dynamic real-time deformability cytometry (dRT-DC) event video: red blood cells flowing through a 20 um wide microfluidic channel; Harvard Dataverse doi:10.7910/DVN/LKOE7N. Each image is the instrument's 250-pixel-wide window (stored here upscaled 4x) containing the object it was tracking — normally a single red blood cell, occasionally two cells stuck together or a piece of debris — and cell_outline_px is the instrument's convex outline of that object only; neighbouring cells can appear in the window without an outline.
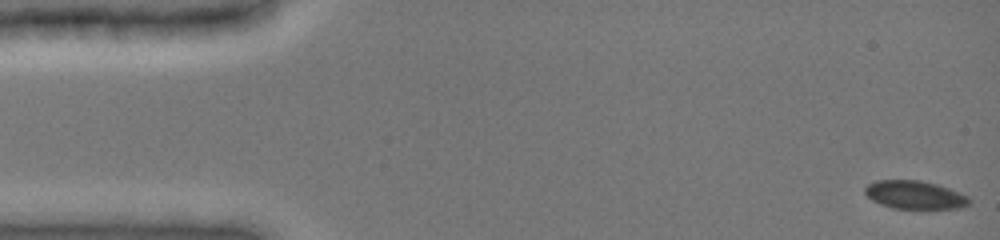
{"species": "common noctule bat (a hibernating species)", "species_latin": "Nyctalus noctula", "temperature_condition": "cold", "stored_images_in_passage": 36, "camera_frame_rate_fps": 3000, "um_per_image_px": 0.085, "animal": {"sex": "female", "body_mass_g": 19.0, "forearm_length_mm": 51.5}, "frame": {"image": 1, "passage_image": 1, "time_ms": 0.0, "image_size_px": [1000, 240], "cell_outline_px": [[972, 200], [968, 204], [960, 208], [892, 208], [880, 204], [872, 200], [864, 192], [864, 188], [868, 184], [876, 180], [920, 180], [936, 184], [960, 192], [968, 196]], "centroid_in_image_um": [77.75, 16.56], "position_along_channel_um": 7.2, "area_um2": 17.11}}
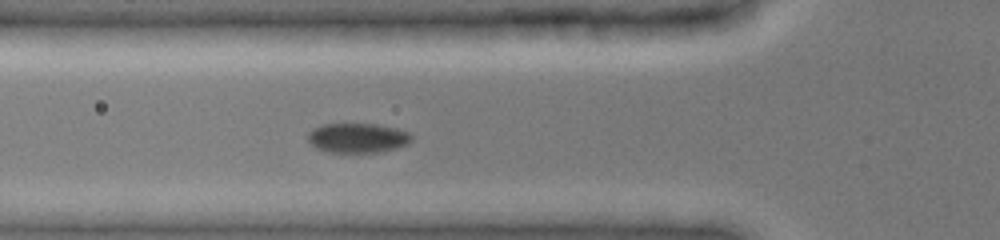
{"frame": {"image": 2, "passage_image": 25, "time_ms": 5.333, "image_size_px": [1000, 240], "cell_outline_px": [[412, 140], [408, 144], [396, 148], [380, 152], [328, 152], [316, 148], [308, 140], [308, 132], [320, 124], [376, 124], [396, 128], [408, 132], [412, 136]], "centroid_in_image_um": [30.4, 11.72], "position_along_channel_um": 95.4, "area_um2": 17.92}}
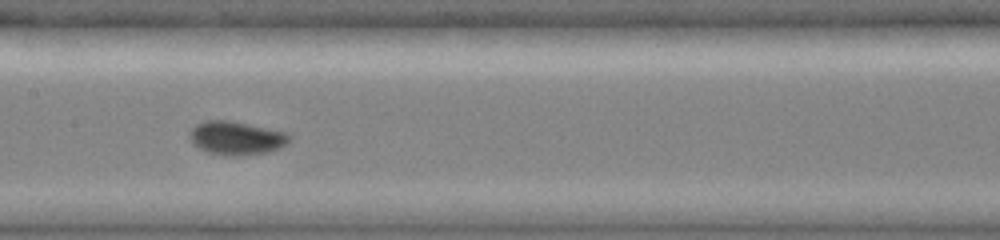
{"frame": {"image": 3, "passage_image": 35, "time_ms": 7.667, "image_size_px": [1000, 240], "cell_outline_px": [[292, 136], [288, 144], [280, 148], [264, 152], [240, 156], [224, 156], [208, 152], [200, 148], [188, 136], [188, 132], [196, 124], [204, 120], [228, 120], [288, 132]], "centroid_in_image_um": [20.11, 11.73], "position_along_channel_um": 187.3, "area_um2": 19.59}}